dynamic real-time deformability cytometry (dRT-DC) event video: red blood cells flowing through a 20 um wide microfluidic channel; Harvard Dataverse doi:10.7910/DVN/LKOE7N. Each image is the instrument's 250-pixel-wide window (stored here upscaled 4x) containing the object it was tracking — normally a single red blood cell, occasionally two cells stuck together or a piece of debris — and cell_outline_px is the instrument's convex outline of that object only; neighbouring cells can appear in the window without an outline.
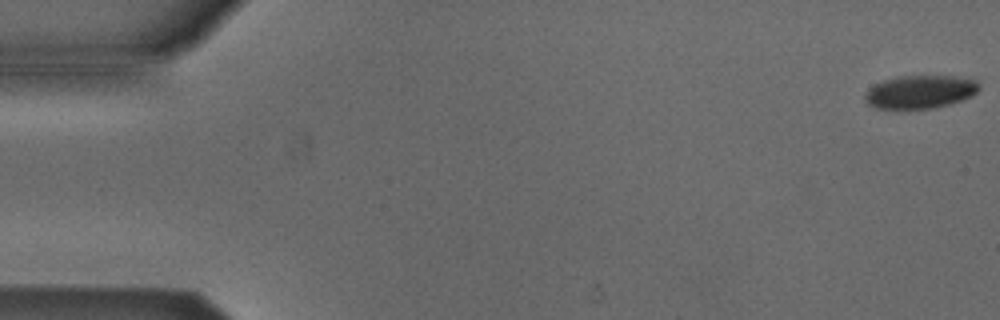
{"species": "Egyptian fruit bat (a non-hibernating species)", "species_latin": "Rousettus aegyptiacus", "temperature_condition": "cold", "stored_images_in_passage": 53, "camera_frame_rate_fps": 3000, "um_per_image_px": 0.085, "animal": {"sex": "male"}, "frame": {"image": 1, "passage_image": 1, "time_ms": 0.0, "image_size_px": [1000, 320], "cell_outline_px": [[980, 88], [972, 96], [948, 104], [932, 108], [876, 108], [868, 104], [864, 100], [864, 96], [868, 88], [884, 80], [896, 76], [952, 76], [976, 80], [980, 84]], "centroid_in_image_um": [78.2, 7.79], "position_along_channel_um": 6.8, "area_um2": 21.91}}
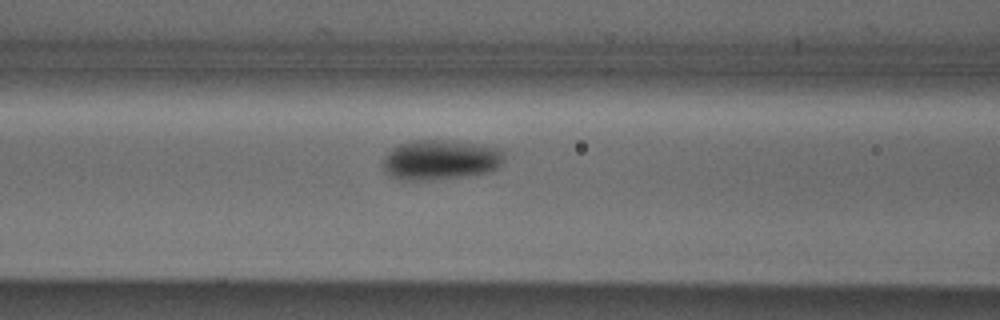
{"frame": {"image": 2, "passage_image": 22, "time_ms": 7.0, "image_size_px": [1000, 320], "cell_outline_px": [[504, 160], [496, 168], [488, 172], [460, 176], [408, 180], [404, 180], [392, 176], [384, 168], [384, 156], [392, 148], [400, 144], [412, 140], [444, 140], [476, 144], [504, 148]], "centroid_in_image_um": [37.47, 13.55], "position_along_channel_um": 129.1, "area_um2": 27.69}}
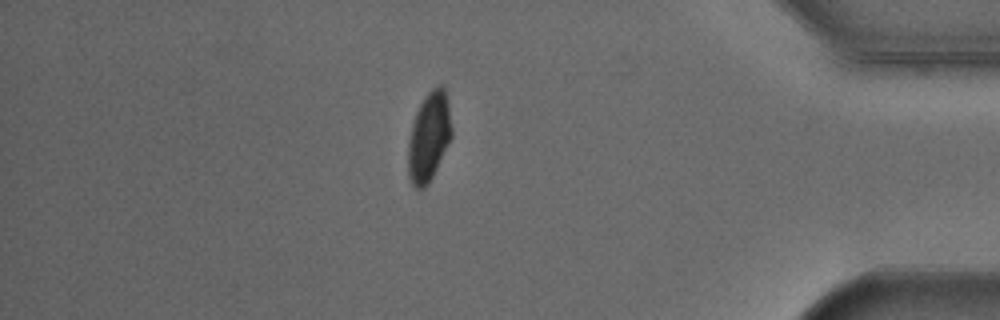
{"frame": {"image": 3, "passage_image": 46, "time_ms": 15.0, "image_size_px": [1000, 320], "cell_outline_px": [[452, 136], [428, 184], [424, 188], [416, 188], [412, 184], [408, 176], [408, 144], [412, 124], [416, 112], [424, 96], [432, 88], [440, 84], [444, 88], [448, 104], [452, 128]], "centroid_in_image_um": [36.45, 11.62], "position_along_channel_um": 398.8, "area_um2": 22.37}, "authors_computed_cell_mechanics": {"area_um2": 25.5476, "velocity_mm_per_s": 3.8548, "shape_relaxation_time_tau1_ms": 3.223, "shape_relaxation_time_tau2_ms": null, "deformation_change_tau1": 0.0809, "deformation_change_tau2": null}}